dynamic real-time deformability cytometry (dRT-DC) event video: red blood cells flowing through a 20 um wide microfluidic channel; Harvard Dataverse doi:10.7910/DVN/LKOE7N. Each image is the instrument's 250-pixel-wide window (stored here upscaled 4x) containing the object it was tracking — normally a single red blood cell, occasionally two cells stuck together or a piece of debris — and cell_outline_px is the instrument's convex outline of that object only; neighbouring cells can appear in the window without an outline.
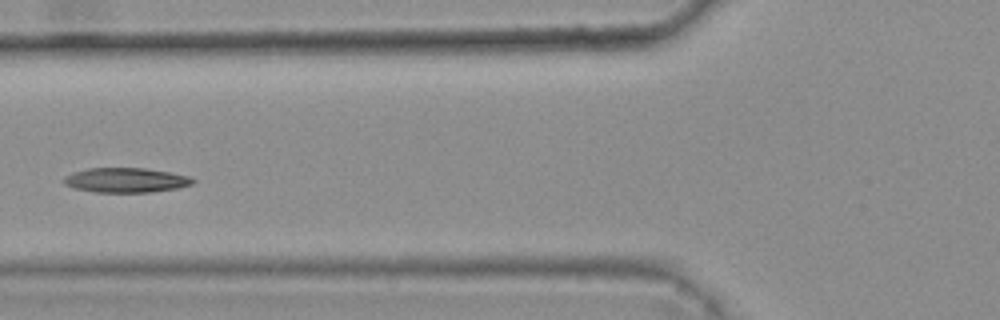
{"species": "common noctule bat (a hibernating species)", "species_latin": "Nyctalus noctula", "temperature_condition": "warm", "stored_images_in_passage": 6, "camera_frame_rate_fps": 3000, "um_per_image_px": 0.085, "animal": {"sex": "female", "body_mass_g": 25.1}, "frame": {"image": 1, "passage_image": 5, "time_ms": 1.333, "image_size_px": [1000, 320], "cell_outline_px": [[196, 180], [192, 184], [176, 188], [152, 192], [96, 192], [76, 188], [64, 184], [60, 180], [64, 176], [72, 172], [88, 168], [144, 168], [168, 172], [188, 176]], "centroid_in_image_um": [10.65, 15.31], "position_along_channel_um": 115.2, "area_um2": 18.5}}
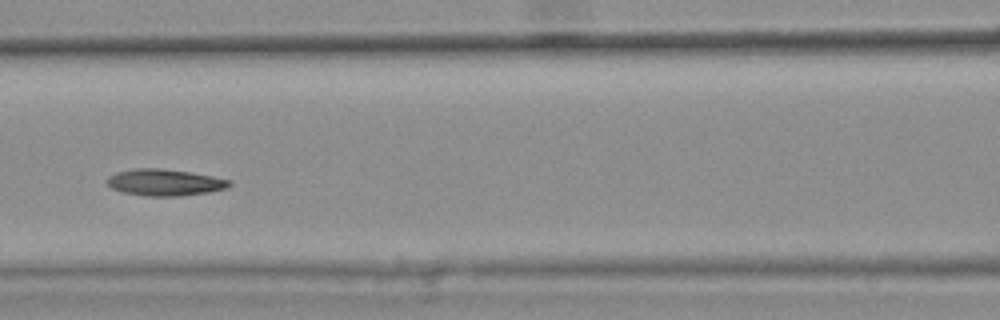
{"frame": {"image": 2, "passage_image": 6, "time_ms": 1.667, "image_size_px": [1000, 320], "cell_outline_px": [[232, 184], [228, 188], [208, 192], [180, 196], [148, 196], [124, 192], [112, 188], [104, 180], [108, 176], [116, 172], [132, 168], [160, 168], [188, 172], [212, 176], [232, 180]], "centroid_in_image_um": [14.0, 15.5], "position_along_channel_um": 152.6, "area_um2": 19.02}}